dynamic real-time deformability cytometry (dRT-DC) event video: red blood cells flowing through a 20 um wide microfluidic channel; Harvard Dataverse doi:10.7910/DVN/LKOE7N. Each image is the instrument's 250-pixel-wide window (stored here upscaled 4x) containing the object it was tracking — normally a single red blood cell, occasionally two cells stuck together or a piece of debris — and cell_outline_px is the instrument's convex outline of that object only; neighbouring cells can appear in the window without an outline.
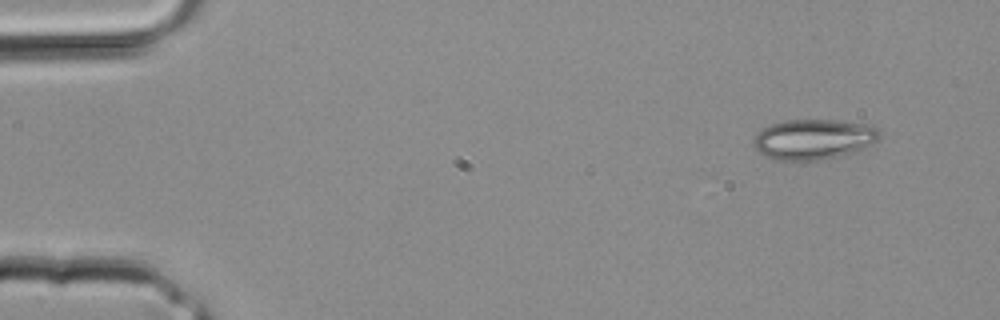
{"species": "common noctule bat (a hibernating species)", "species_latin": "Nyctalus noctula", "temperature_condition": "room temperature", "stored_images_in_passage": 2, "camera_frame_rate_fps": 3000, "um_per_image_px": 0.085, "animal": {"sex": "male", "body_mass_g": 20.4}, "frame": {"image": 1, "passage_image": 1, "time_ms": 0.0, "image_size_px": [1000, 320], "cell_outline_px": [[880, 136], [872, 144], [856, 152], [820, 160], [776, 160], [764, 156], [756, 152], [752, 144], [752, 140], [756, 132], [772, 124], [784, 120], [840, 120], [876, 124], [880, 132]], "centroid_in_image_um": [69.16, 11.83], "position_along_channel_um": 15.8, "area_um2": 30.23}}